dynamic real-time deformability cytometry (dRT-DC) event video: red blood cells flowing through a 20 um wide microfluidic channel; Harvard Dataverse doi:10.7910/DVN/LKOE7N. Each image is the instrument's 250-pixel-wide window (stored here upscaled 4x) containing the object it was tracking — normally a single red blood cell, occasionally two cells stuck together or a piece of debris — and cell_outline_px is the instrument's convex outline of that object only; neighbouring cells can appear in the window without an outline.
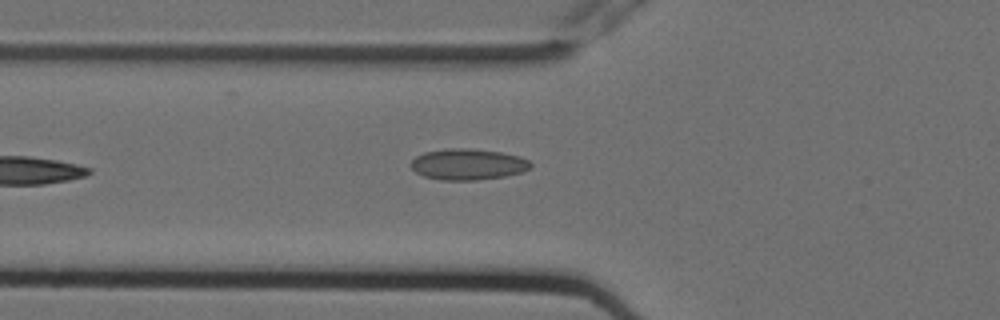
{"species": "Egyptian fruit bat (a non-hibernating species)", "species_latin": "Rousettus aegyptiacus", "temperature_condition": "cold", "stored_images_in_passage": 7, "camera_frame_rate_fps": 3000, "um_per_image_px": 0.085, "animal": {"sex": "female"}, "frame": {"image": 1, "passage_image": 7, "time_ms": 2.0, "image_size_px": [1000, 320], "cell_outline_px": [[532, 168], [520, 172], [504, 176], [476, 180], [440, 180], [424, 176], [416, 172], [408, 164], [416, 156], [424, 152], [448, 148], [468, 148], [500, 152], [520, 156], [528, 160], [532, 164]], "centroid_in_image_um": [39.75, 13.96], "position_along_channel_um": 86.0, "area_um2": 21.73}}